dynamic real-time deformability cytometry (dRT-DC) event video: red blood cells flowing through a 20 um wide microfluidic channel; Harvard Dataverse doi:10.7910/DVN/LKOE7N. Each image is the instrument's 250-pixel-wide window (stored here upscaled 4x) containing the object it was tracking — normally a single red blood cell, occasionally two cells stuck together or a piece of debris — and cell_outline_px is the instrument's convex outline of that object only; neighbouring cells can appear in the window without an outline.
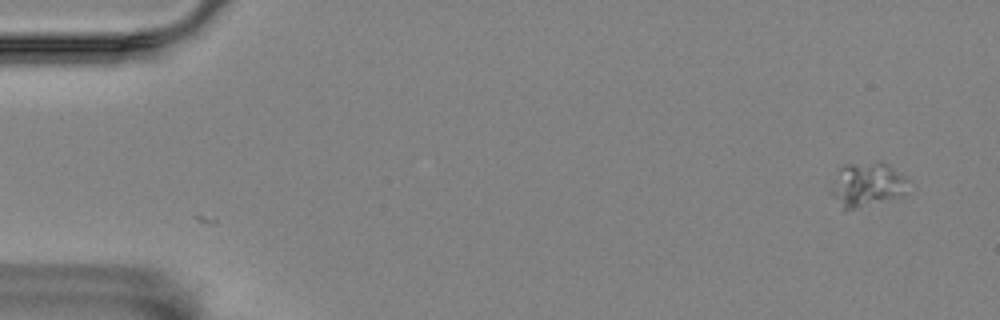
{"species": "Egyptian fruit bat (a non-hibernating species)", "species_latin": "Rousettus aegyptiacus", "temperature_condition": "room temperature", "stored_images_in_passage": 2, "camera_frame_rate_fps": 3000, "um_per_image_px": 0.085, "animal": {"sex": "female"}, "frame": {"image": 1, "passage_image": 2, "time_ms": 0.333, "image_size_px": [1000, 320], "cell_outline_px": [[908, 192], [904, 196], [844, 212], [828, 192], [840, 168], [844, 164], [880, 160], [888, 164], [904, 176], [908, 180]], "centroid_in_image_um": [73.7, 15.71], "position_along_channel_um": 11.3, "area_um2": 20.69}}